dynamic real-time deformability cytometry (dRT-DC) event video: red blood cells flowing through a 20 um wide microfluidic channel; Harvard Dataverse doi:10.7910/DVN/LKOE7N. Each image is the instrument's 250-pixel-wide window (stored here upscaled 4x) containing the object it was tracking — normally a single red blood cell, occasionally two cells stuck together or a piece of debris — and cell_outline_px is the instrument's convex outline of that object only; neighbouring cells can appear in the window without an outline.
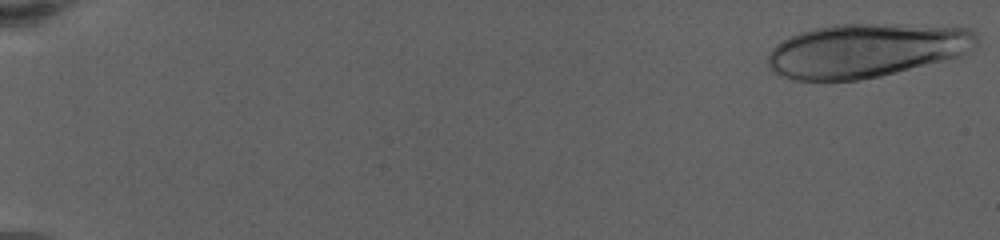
{"species": "human", "species_latin": "Homo sapiens", "temperature_condition": "warm", "stored_images_in_passage": 30, "camera_frame_rate_fps": 3000, "um_per_image_px": 0.085, "donor": {"sex": "female"}, "frame": {"image": 1, "passage_image": 1, "time_ms": 0.0, "image_size_px": [1000, 240], "cell_outline_px": [[980, 40], [968, 52], [960, 56], [880, 76], [856, 80], [796, 80], [772, 72], [768, 68], [768, 52], [776, 44], [800, 32], [812, 28], [832, 24], [896, 24], [968, 28]], "centroid_in_image_um": [73.59, 4.28], "position_along_channel_um": 11.4, "area_um2": 65.37}}
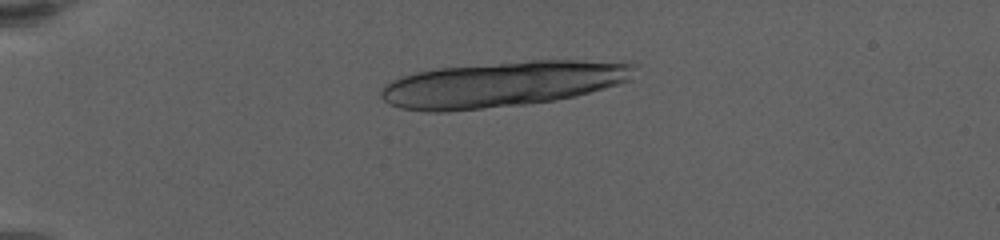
{"frame": {"image": 2, "passage_image": 20, "time_ms": 5.0, "image_size_px": [1000, 240], "cell_outline_px": [[636, 64], [628, 80], [620, 84], [556, 100], [524, 104], [448, 112], [424, 112], [400, 108], [388, 104], [380, 96], [380, 92], [392, 80], [416, 72], [440, 68], [532, 60], [572, 60]], "centroid_in_image_um": [42.62, 7.17], "position_along_channel_um": 42.4, "area_um2": 66.47}}